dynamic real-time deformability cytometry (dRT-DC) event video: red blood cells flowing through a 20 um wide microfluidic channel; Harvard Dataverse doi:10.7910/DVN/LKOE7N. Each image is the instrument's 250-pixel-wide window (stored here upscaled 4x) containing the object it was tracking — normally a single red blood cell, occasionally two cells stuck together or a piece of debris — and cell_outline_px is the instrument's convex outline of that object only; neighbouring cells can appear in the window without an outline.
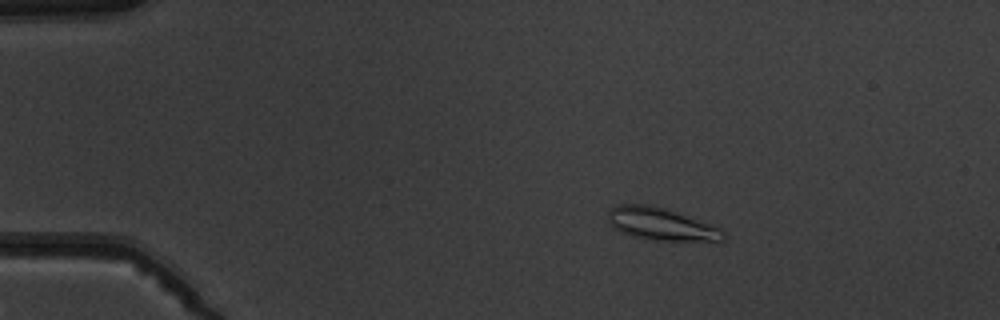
{"species": "common noctule bat (a hibernating species)", "species_latin": "Nyctalus noctula", "temperature_condition": "warm", "stored_images_in_passage": 5, "camera_frame_rate_fps": 3000, "um_per_image_px": 0.085, "animal": {"sex": "male", "body_mass_g": 19.5, "forearm_length_mm": 54.6}, "frame": {"image": 1, "passage_image": 4, "time_ms": 3.333, "image_size_px": [1000, 320], "cell_outline_px": [[728, 236], [724, 240], [652, 240], [632, 236], [620, 232], [612, 228], [608, 224], [608, 212], [616, 204], [652, 204], [664, 208], [720, 228]], "centroid_in_image_um": [56.12, 19.04], "position_along_channel_um": 28.9, "area_um2": 21.68}}